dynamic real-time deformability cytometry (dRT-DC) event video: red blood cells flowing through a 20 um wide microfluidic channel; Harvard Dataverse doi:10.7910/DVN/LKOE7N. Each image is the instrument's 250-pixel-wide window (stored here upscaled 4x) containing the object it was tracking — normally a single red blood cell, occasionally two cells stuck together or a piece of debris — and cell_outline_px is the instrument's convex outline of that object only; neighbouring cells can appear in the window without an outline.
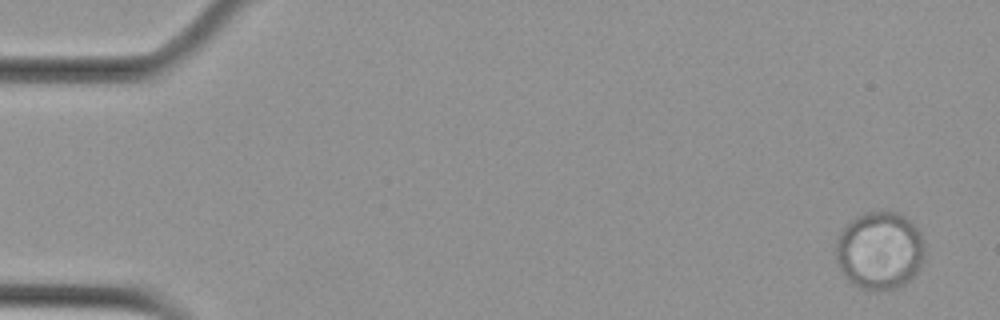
{"species": "Egyptian fruit bat (a non-hibernating species)", "species_latin": "Rousettus aegyptiacus", "temperature_condition": "cold", "stored_images_in_passage": 6, "camera_frame_rate_fps": 3000, "um_per_image_px": 0.085, "animal": {"sex": "female"}, "frame": {"image": 1, "passage_image": 1, "time_ms": 0.0, "image_size_px": [1000, 320], "cell_outline_px": [[924, 260], [916, 272], [904, 284], [884, 292], [868, 292], [852, 284], [844, 276], [836, 260], [836, 240], [840, 232], [852, 220], [864, 212], [896, 212], [904, 216], [920, 232], [924, 248]], "centroid_in_image_um": [74.75, 21.34], "position_along_channel_um": 10.2, "area_um2": 40.46}}
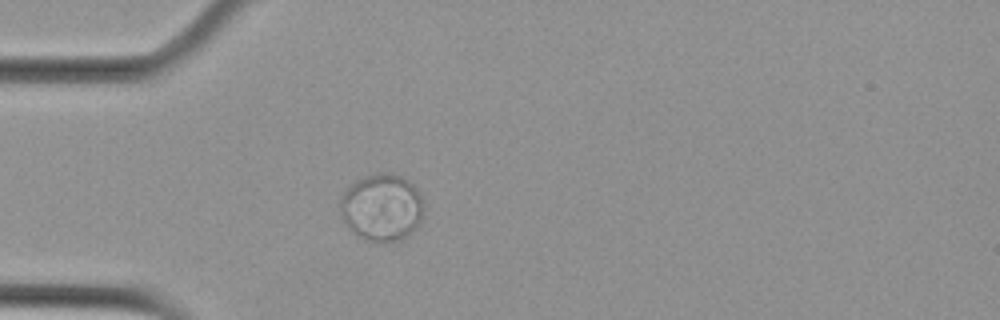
{"frame": {"image": 2, "passage_image": 5, "time_ms": 1.333, "image_size_px": [1000, 320], "cell_outline_px": [[424, 208], [420, 224], [408, 236], [400, 240], [368, 240], [356, 236], [344, 224], [340, 216], [340, 196], [356, 180], [364, 176], [376, 172], [392, 172], [408, 180], [416, 188], [424, 204]], "centroid_in_image_um": [32.44, 17.61], "position_along_channel_um": 52.6, "area_um2": 33.06}}